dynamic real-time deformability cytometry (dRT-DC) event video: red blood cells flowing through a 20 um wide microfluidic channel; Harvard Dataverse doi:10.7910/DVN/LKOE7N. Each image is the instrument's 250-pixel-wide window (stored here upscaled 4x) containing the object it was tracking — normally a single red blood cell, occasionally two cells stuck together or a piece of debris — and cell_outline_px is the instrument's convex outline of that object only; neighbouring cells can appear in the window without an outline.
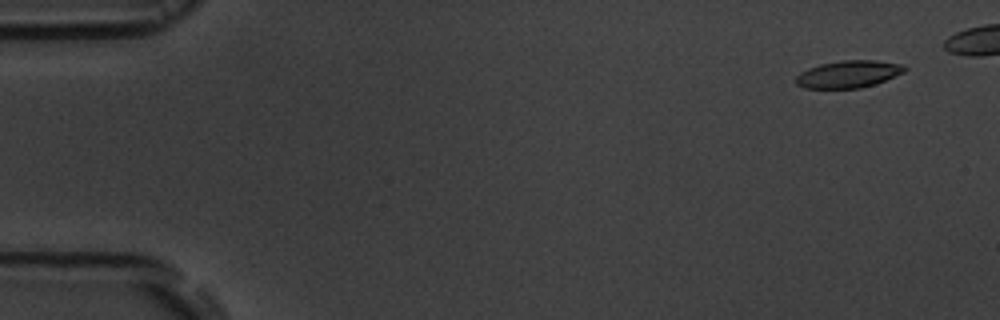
{"species": "common noctule bat (a hibernating species)", "species_latin": "Nyctalus noctula", "temperature_condition": "room temperature", "stored_images_in_passage": 6, "camera_frame_rate_fps": 3000, "um_per_image_px": 0.085, "animal": {"sex": "male", "body_mass_g": 19.5, "forearm_length_mm": 54.6}, "frame": {"image": 1, "passage_image": 1, "time_ms": 0.0, "image_size_px": [1000, 320], "cell_outline_px": [[908, 68], [904, 72], [884, 80], [860, 88], [804, 88], [796, 84], [796, 76], [800, 72], [808, 68], [820, 64], [840, 60], [876, 60], [904, 64]], "centroid_in_image_um": [72.11, 6.28], "position_along_channel_um": 12.9, "area_um2": 17.22}}